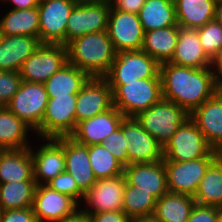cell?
I'll return each mask as SVG.
<instances>
[{"label": "cell", "mask_w": 222, "mask_h": 222, "mask_svg": "<svg viewBox=\"0 0 222 222\" xmlns=\"http://www.w3.org/2000/svg\"><path fill=\"white\" fill-rule=\"evenodd\" d=\"M162 97L189 115L218 91L216 67L191 68L170 62L160 64Z\"/></svg>", "instance_id": "1"}, {"label": "cell", "mask_w": 222, "mask_h": 222, "mask_svg": "<svg viewBox=\"0 0 222 222\" xmlns=\"http://www.w3.org/2000/svg\"><path fill=\"white\" fill-rule=\"evenodd\" d=\"M66 47L68 62L90 77H104L116 56L107 31L82 35Z\"/></svg>", "instance_id": "2"}, {"label": "cell", "mask_w": 222, "mask_h": 222, "mask_svg": "<svg viewBox=\"0 0 222 222\" xmlns=\"http://www.w3.org/2000/svg\"><path fill=\"white\" fill-rule=\"evenodd\" d=\"M109 87L112 89L113 106L125 117H136L163 98L161 79H139Z\"/></svg>", "instance_id": "3"}, {"label": "cell", "mask_w": 222, "mask_h": 222, "mask_svg": "<svg viewBox=\"0 0 222 222\" xmlns=\"http://www.w3.org/2000/svg\"><path fill=\"white\" fill-rule=\"evenodd\" d=\"M205 136L189 117L163 147V161L185 162L203 157H218Z\"/></svg>", "instance_id": "4"}, {"label": "cell", "mask_w": 222, "mask_h": 222, "mask_svg": "<svg viewBox=\"0 0 222 222\" xmlns=\"http://www.w3.org/2000/svg\"><path fill=\"white\" fill-rule=\"evenodd\" d=\"M189 117L190 115L176 103L162 98L135 118L142 128L164 147Z\"/></svg>", "instance_id": "5"}, {"label": "cell", "mask_w": 222, "mask_h": 222, "mask_svg": "<svg viewBox=\"0 0 222 222\" xmlns=\"http://www.w3.org/2000/svg\"><path fill=\"white\" fill-rule=\"evenodd\" d=\"M160 64L142 50L116 53L109 72L104 76L109 85H125L139 79H161Z\"/></svg>", "instance_id": "6"}, {"label": "cell", "mask_w": 222, "mask_h": 222, "mask_svg": "<svg viewBox=\"0 0 222 222\" xmlns=\"http://www.w3.org/2000/svg\"><path fill=\"white\" fill-rule=\"evenodd\" d=\"M48 98L42 123L34 132L36 139L69 137L76 128L77 94Z\"/></svg>", "instance_id": "7"}, {"label": "cell", "mask_w": 222, "mask_h": 222, "mask_svg": "<svg viewBox=\"0 0 222 222\" xmlns=\"http://www.w3.org/2000/svg\"><path fill=\"white\" fill-rule=\"evenodd\" d=\"M68 62L67 47L62 44H42L22 65L23 81L44 84Z\"/></svg>", "instance_id": "8"}, {"label": "cell", "mask_w": 222, "mask_h": 222, "mask_svg": "<svg viewBox=\"0 0 222 222\" xmlns=\"http://www.w3.org/2000/svg\"><path fill=\"white\" fill-rule=\"evenodd\" d=\"M48 99L44 84L22 81L6 107L36 131L42 123Z\"/></svg>", "instance_id": "9"}, {"label": "cell", "mask_w": 222, "mask_h": 222, "mask_svg": "<svg viewBox=\"0 0 222 222\" xmlns=\"http://www.w3.org/2000/svg\"><path fill=\"white\" fill-rule=\"evenodd\" d=\"M75 5L72 0H45L38 4L39 38L43 44L66 46L67 21Z\"/></svg>", "instance_id": "10"}, {"label": "cell", "mask_w": 222, "mask_h": 222, "mask_svg": "<svg viewBox=\"0 0 222 222\" xmlns=\"http://www.w3.org/2000/svg\"><path fill=\"white\" fill-rule=\"evenodd\" d=\"M40 140L42 143H37L38 147L35 148V144L29 147L36 185L46 184L65 171L64 137L39 138L38 141Z\"/></svg>", "instance_id": "11"}, {"label": "cell", "mask_w": 222, "mask_h": 222, "mask_svg": "<svg viewBox=\"0 0 222 222\" xmlns=\"http://www.w3.org/2000/svg\"><path fill=\"white\" fill-rule=\"evenodd\" d=\"M217 157H203L185 162L163 161L170 193L194 197L208 166Z\"/></svg>", "instance_id": "12"}, {"label": "cell", "mask_w": 222, "mask_h": 222, "mask_svg": "<svg viewBox=\"0 0 222 222\" xmlns=\"http://www.w3.org/2000/svg\"><path fill=\"white\" fill-rule=\"evenodd\" d=\"M107 32L116 53L142 49L144 30L136 13L118 11L111 7Z\"/></svg>", "instance_id": "13"}, {"label": "cell", "mask_w": 222, "mask_h": 222, "mask_svg": "<svg viewBox=\"0 0 222 222\" xmlns=\"http://www.w3.org/2000/svg\"><path fill=\"white\" fill-rule=\"evenodd\" d=\"M122 132L128 138V165L163 160V146L142 128L135 117L122 120Z\"/></svg>", "instance_id": "14"}, {"label": "cell", "mask_w": 222, "mask_h": 222, "mask_svg": "<svg viewBox=\"0 0 222 222\" xmlns=\"http://www.w3.org/2000/svg\"><path fill=\"white\" fill-rule=\"evenodd\" d=\"M110 9V1L76 4L67 21L66 45L82 35L107 31Z\"/></svg>", "instance_id": "15"}, {"label": "cell", "mask_w": 222, "mask_h": 222, "mask_svg": "<svg viewBox=\"0 0 222 222\" xmlns=\"http://www.w3.org/2000/svg\"><path fill=\"white\" fill-rule=\"evenodd\" d=\"M125 183L124 175L96 180L84 194L80 207L87 214L122 210Z\"/></svg>", "instance_id": "16"}, {"label": "cell", "mask_w": 222, "mask_h": 222, "mask_svg": "<svg viewBox=\"0 0 222 222\" xmlns=\"http://www.w3.org/2000/svg\"><path fill=\"white\" fill-rule=\"evenodd\" d=\"M113 106L112 89L104 77H90L77 94L76 125Z\"/></svg>", "instance_id": "17"}, {"label": "cell", "mask_w": 222, "mask_h": 222, "mask_svg": "<svg viewBox=\"0 0 222 222\" xmlns=\"http://www.w3.org/2000/svg\"><path fill=\"white\" fill-rule=\"evenodd\" d=\"M79 207L73 198L51 189L46 184L36 186L32 208L38 222L62 220Z\"/></svg>", "instance_id": "18"}, {"label": "cell", "mask_w": 222, "mask_h": 222, "mask_svg": "<svg viewBox=\"0 0 222 222\" xmlns=\"http://www.w3.org/2000/svg\"><path fill=\"white\" fill-rule=\"evenodd\" d=\"M124 118L125 116L112 106L110 109L78 123L75 131L69 137L84 146L102 144L107 136L120 127Z\"/></svg>", "instance_id": "19"}, {"label": "cell", "mask_w": 222, "mask_h": 222, "mask_svg": "<svg viewBox=\"0 0 222 222\" xmlns=\"http://www.w3.org/2000/svg\"><path fill=\"white\" fill-rule=\"evenodd\" d=\"M126 183L153 195L157 200L167 194V179L163 160L124 166Z\"/></svg>", "instance_id": "20"}, {"label": "cell", "mask_w": 222, "mask_h": 222, "mask_svg": "<svg viewBox=\"0 0 222 222\" xmlns=\"http://www.w3.org/2000/svg\"><path fill=\"white\" fill-rule=\"evenodd\" d=\"M190 118L205 136L208 144L222 152V91L204 101L191 114Z\"/></svg>", "instance_id": "21"}, {"label": "cell", "mask_w": 222, "mask_h": 222, "mask_svg": "<svg viewBox=\"0 0 222 222\" xmlns=\"http://www.w3.org/2000/svg\"><path fill=\"white\" fill-rule=\"evenodd\" d=\"M65 171L76 181L77 186L86 193L95 183L88 146L75 142L71 137H64Z\"/></svg>", "instance_id": "22"}, {"label": "cell", "mask_w": 222, "mask_h": 222, "mask_svg": "<svg viewBox=\"0 0 222 222\" xmlns=\"http://www.w3.org/2000/svg\"><path fill=\"white\" fill-rule=\"evenodd\" d=\"M42 44L39 37L3 36L0 42V71L19 72L25 60Z\"/></svg>", "instance_id": "23"}, {"label": "cell", "mask_w": 222, "mask_h": 222, "mask_svg": "<svg viewBox=\"0 0 222 222\" xmlns=\"http://www.w3.org/2000/svg\"><path fill=\"white\" fill-rule=\"evenodd\" d=\"M169 62L191 68L216 67L203 51L198 30L184 27L179 28L175 53Z\"/></svg>", "instance_id": "24"}, {"label": "cell", "mask_w": 222, "mask_h": 222, "mask_svg": "<svg viewBox=\"0 0 222 222\" xmlns=\"http://www.w3.org/2000/svg\"><path fill=\"white\" fill-rule=\"evenodd\" d=\"M21 181H35L30 148L2 150L0 184Z\"/></svg>", "instance_id": "25"}, {"label": "cell", "mask_w": 222, "mask_h": 222, "mask_svg": "<svg viewBox=\"0 0 222 222\" xmlns=\"http://www.w3.org/2000/svg\"><path fill=\"white\" fill-rule=\"evenodd\" d=\"M34 132L7 107H0V148L2 150L29 148L32 145L29 136L31 137V134L35 136Z\"/></svg>", "instance_id": "26"}, {"label": "cell", "mask_w": 222, "mask_h": 222, "mask_svg": "<svg viewBox=\"0 0 222 222\" xmlns=\"http://www.w3.org/2000/svg\"><path fill=\"white\" fill-rule=\"evenodd\" d=\"M217 0H174L177 24L198 29L214 19Z\"/></svg>", "instance_id": "27"}, {"label": "cell", "mask_w": 222, "mask_h": 222, "mask_svg": "<svg viewBox=\"0 0 222 222\" xmlns=\"http://www.w3.org/2000/svg\"><path fill=\"white\" fill-rule=\"evenodd\" d=\"M180 26L174 25L144 32L142 51L153 57L159 64L169 62L176 49Z\"/></svg>", "instance_id": "28"}, {"label": "cell", "mask_w": 222, "mask_h": 222, "mask_svg": "<svg viewBox=\"0 0 222 222\" xmlns=\"http://www.w3.org/2000/svg\"><path fill=\"white\" fill-rule=\"evenodd\" d=\"M0 15V29L3 36H33L39 37V10L38 7L30 9H11Z\"/></svg>", "instance_id": "29"}, {"label": "cell", "mask_w": 222, "mask_h": 222, "mask_svg": "<svg viewBox=\"0 0 222 222\" xmlns=\"http://www.w3.org/2000/svg\"><path fill=\"white\" fill-rule=\"evenodd\" d=\"M89 78L86 72L67 62L44 83V87L48 97L68 96L78 94Z\"/></svg>", "instance_id": "30"}, {"label": "cell", "mask_w": 222, "mask_h": 222, "mask_svg": "<svg viewBox=\"0 0 222 222\" xmlns=\"http://www.w3.org/2000/svg\"><path fill=\"white\" fill-rule=\"evenodd\" d=\"M195 204L192 196L168 192L157 200L151 218L156 222H186Z\"/></svg>", "instance_id": "31"}, {"label": "cell", "mask_w": 222, "mask_h": 222, "mask_svg": "<svg viewBox=\"0 0 222 222\" xmlns=\"http://www.w3.org/2000/svg\"><path fill=\"white\" fill-rule=\"evenodd\" d=\"M138 16L144 32L177 25L174 0H145Z\"/></svg>", "instance_id": "32"}, {"label": "cell", "mask_w": 222, "mask_h": 222, "mask_svg": "<svg viewBox=\"0 0 222 222\" xmlns=\"http://www.w3.org/2000/svg\"><path fill=\"white\" fill-rule=\"evenodd\" d=\"M196 204L222 207V156L219 155L207 168L194 195Z\"/></svg>", "instance_id": "33"}, {"label": "cell", "mask_w": 222, "mask_h": 222, "mask_svg": "<svg viewBox=\"0 0 222 222\" xmlns=\"http://www.w3.org/2000/svg\"><path fill=\"white\" fill-rule=\"evenodd\" d=\"M36 186L35 181L0 184L1 211L32 207Z\"/></svg>", "instance_id": "34"}, {"label": "cell", "mask_w": 222, "mask_h": 222, "mask_svg": "<svg viewBox=\"0 0 222 222\" xmlns=\"http://www.w3.org/2000/svg\"><path fill=\"white\" fill-rule=\"evenodd\" d=\"M156 203L157 199L150 193L125 183L122 210L129 219L151 218Z\"/></svg>", "instance_id": "35"}, {"label": "cell", "mask_w": 222, "mask_h": 222, "mask_svg": "<svg viewBox=\"0 0 222 222\" xmlns=\"http://www.w3.org/2000/svg\"><path fill=\"white\" fill-rule=\"evenodd\" d=\"M88 155L97 180L124 175V166L102 144L88 146Z\"/></svg>", "instance_id": "36"}, {"label": "cell", "mask_w": 222, "mask_h": 222, "mask_svg": "<svg viewBox=\"0 0 222 222\" xmlns=\"http://www.w3.org/2000/svg\"><path fill=\"white\" fill-rule=\"evenodd\" d=\"M197 30L203 51L216 64L222 58V24L213 19Z\"/></svg>", "instance_id": "37"}, {"label": "cell", "mask_w": 222, "mask_h": 222, "mask_svg": "<svg viewBox=\"0 0 222 222\" xmlns=\"http://www.w3.org/2000/svg\"><path fill=\"white\" fill-rule=\"evenodd\" d=\"M51 189L66 194L73 198L79 205L84 198V192L77 186L74 178L66 171L58 174L55 178H52L46 183Z\"/></svg>", "instance_id": "38"}, {"label": "cell", "mask_w": 222, "mask_h": 222, "mask_svg": "<svg viewBox=\"0 0 222 222\" xmlns=\"http://www.w3.org/2000/svg\"><path fill=\"white\" fill-rule=\"evenodd\" d=\"M22 78L16 71H0V107H6L19 90Z\"/></svg>", "instance_id": "39"}, {"label": "cell", "mask_w": 222, "mask_h": 222, "mask_svg": "<svg viewBox=\"0 0 222 222\" xmlns=\"http://www.w3.org/2000/svg\"><path fill=\"white\" fill-rule=\"evenodd\" d=\"M128 138L122 132V122L120 127L104 139L102 145L111 152L115 158L123 165H128L127 145Z\"/></svg>", "instance_id": "40"}, {"label": "cell", "mask_w": 222, "mask_h": 222, "mask_svg": "<svg viewBox=\"0 0 222 222\" xmlns=\"http://www.w3.org/2000/svg\"><path fill=\"white\" fill-rule=\"evenodd\" d=\"M221 216L219 207L195 204L186 222H219Z\"/></svg>", "instance_id": "41"}, {"label": "cell", "mask_w": 222, "mask_h": 222, "mask_svg": "<svg viewBox=\"0 0 222 222\" xmlns=\"http://www.w3.org/2000/svg\"><path fill=\"white\" fill-rule=\"evenodd\" d=\"M0 222H38L33 208L9 209L1 211Z\"/></svg>", "instance_id": "42"}, {"label": "cell", "mask_w": 222, "mask_h": 222, "mask_svg": "<svg viewBox=\"0 0 222 222\" xmlns=\"http://www.w3.org/2000/svg\"><path fill=\"white\" fill-rule=\"evenodd\" d=\"M90 222H128L129 218L123 210L89 213Z\"/></svg>", "instance_id": "43"}, {"label": "cell", "mask_w": 222, "mask_h": 222, "mask_svg": "<svg viewBox=\"0 0 222 222\" xmlns=\"http://www.w3.org/2000/svg\"><path fill=\"white\" fill-rule=\"evenodd\" d=\"M114 10L138 14L145 0H109Z\"/></svg>", "instance_id": "44"}, {"label": "cell", "mask_w": 222, "mask_h": 222, "mask_svg": "<svg viewBox=\"0 0 222 222\" xmlns=\"http://www.w3.org/2000/svg\"><path fill=\"white\" fill-rule=\"evenodd\" d=\"M1 3H8V6L10 4L11 9H30L38 7L39 4L37 0H2Z\"/></svg>", "instance_id": "45"}, {"label": "cell", "mask_w": 222, "mask_h": 222, "mask_svg": "<svg viewBox=\"0 0 222 222\" xmlns=\"http://www.w3.org/2000/svg\"><path fill=\"white\" fill-rule=\"evenodd\" d=\"M56 222H90L89 215L79 207L72 214Z\"/></svg>", "instance_id": "46"}, {"label": "cell", "mask_w": 222, "mask_h": 222, "mask_svg": "<svg viewBox=\"0 0 222 222\" xmlns=\"http://www.w3.org/2000/svg\"><path fill=\"white\" fill-rule=\"evenodd\" d=\"M217 71V86L222 91V58L215 64Z\"/></svg>", "instance_id": "47"}, {"label": "cell", "mask_w": 222, "mask_h": 222, "mask_svg": "<svg viewBox=\"0 0 222 222\" xmlns=\"http://www.w3.org/2000/svg\"><path fill=\"white\" fill-rule=\"evenodd\" d=\"M214 19L222 24V0H217Z\"/></svg>", "instance_id": "48"}, {"label": "cell", "mask_w": 222, "mask_h": 222, "mask_svg": "<svg viewBox=\"0 0 222 222\" xmlns=\"http://www.w3.org/2000/svg\"><path fill=\"white\" fill-rule=\"evenodd\" d=\"M75 4H98L109 0H72Z\"/></svg>", "instance_id": "49"}, {"label": "cell", "mask_w": 222, "mask_h": 222, "mask_svg": "<svg viewBox=\"0 0 222 222\" xmlns=\"http://www.w3.org/2000/svg\"><path fill=\"white\" fill-rule=\"evenodd\" d=\"M128 222H156L152 218L129 219Z\"/></svg>", "instance_id": "50"}, {"label": "cell", "mask_w": 222, "mask_h": 222, "mask_svg": "<svg viewBox=\"0 0 222 222\" xmlns=\"http://www.w3.org/2000/svg\"><path fill=\"white\" fill-rule=\"evenodd\" d=\"M2 38H3V34L1 32V29H0V42H1Z\"/></svg>", "instance_id": "51"}]
</instances>
